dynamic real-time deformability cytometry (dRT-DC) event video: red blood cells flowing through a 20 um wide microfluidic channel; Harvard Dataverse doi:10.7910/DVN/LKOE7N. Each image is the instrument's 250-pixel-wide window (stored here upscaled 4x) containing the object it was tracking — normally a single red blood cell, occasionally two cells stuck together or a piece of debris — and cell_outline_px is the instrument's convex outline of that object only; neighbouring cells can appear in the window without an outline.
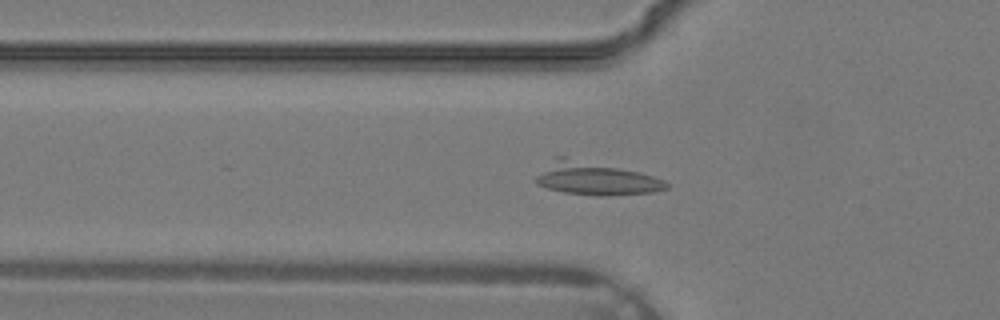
{"species": "common noctule bat (a hibernating species)", "species_latin": "Nyctalus noctula", "temperature_condition": "warm", "stored_images_in_passage": 35, "camera_frame_rate_fps": 3000, "um_per_image_px": 0.085, "animal": {"sex": "male", "body_mass_g": 19.2, "forearm_length_mm": 51.8}, "frame": {"image": 1, "passage_image": 12, "time_ms": 3.667, "image_size_px": [1000, 320], "cell_outline_px": [[668, 188], [652, 192], [600, 196], [564, 192], [548, 188], [536, 184], [536, 176], [556, 156], [564, 156], [640, 172], [664, 180], [668, 184]], "centroid_in_image_um": [50.61, 15.18], "position_along_channel_um": 75.2, "area_um2": 24.57}}
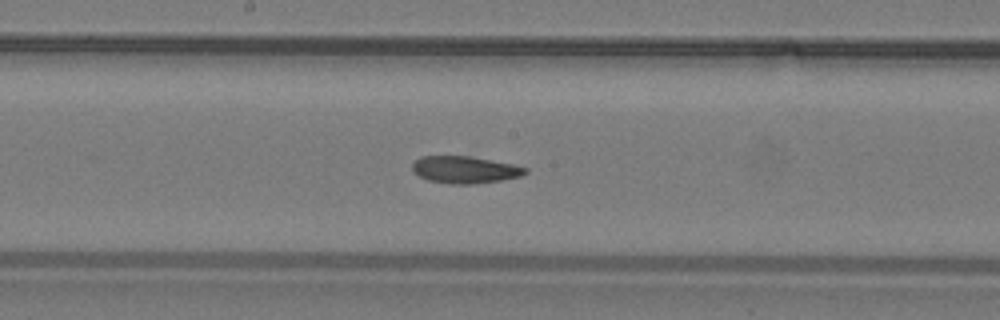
{"frame": {"image": 2, "passage_image": 19, "time_ms": 6.0, "image_size_px": [1000, 320], "cell_outline_px": [[528, 172], [520, 176], [500, 180], [472, 184], [452, 184], [428, 180], [412, 172], [412, 164], [420, 156], [468, 156], [512, 164], [528, 168]], "centroid_in_image_um": [39.49, 14.42], "position_along_channel_um": 208.7, "area_um2": 17.69}}
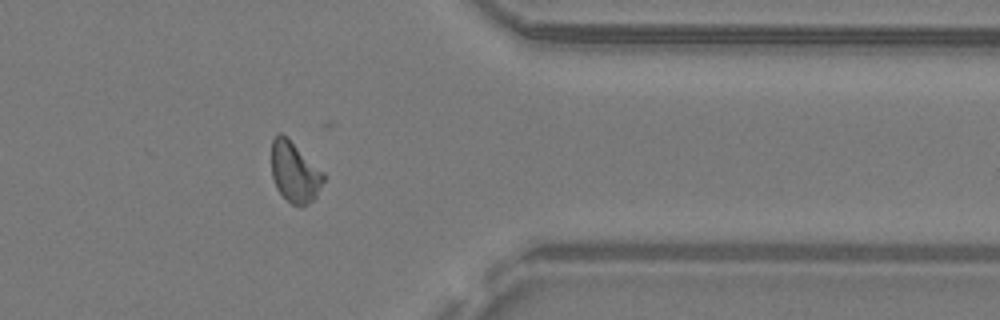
{"frame": {"image": 3, "passage_image": 29, "time_ms": 9.333, "image_size_px": [1000, 320], "cell_outline_px": [[324, 180], [316, 196], [308, 204], [300, 208], [292, 204], [276, 188], [272, 176], [272, 140], [280, 132], [324, 172]], "centroid_in_image_um": [25.05, 14.67], "position_along_channel_um": 386.4, "area_um2": 17.98}}